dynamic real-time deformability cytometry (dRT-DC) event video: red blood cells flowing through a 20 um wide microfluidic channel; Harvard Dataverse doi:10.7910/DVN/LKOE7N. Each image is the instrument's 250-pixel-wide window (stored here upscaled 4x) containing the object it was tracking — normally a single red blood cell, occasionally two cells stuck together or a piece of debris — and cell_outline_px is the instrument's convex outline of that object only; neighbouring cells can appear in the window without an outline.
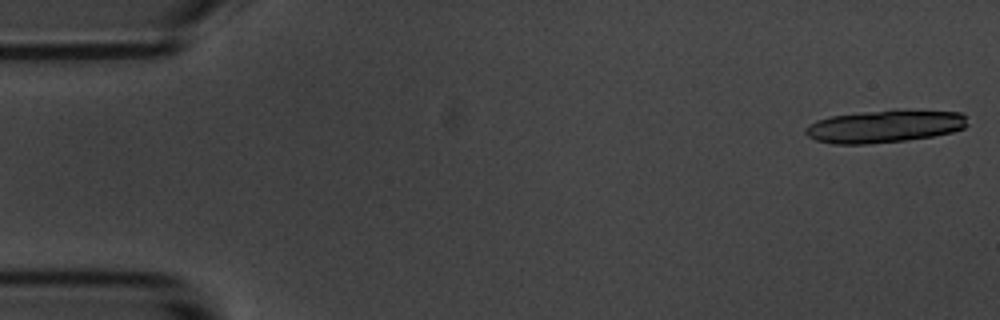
{"species": "common noctule bat (a hibernating species)", "species_latin": "Nyctalus noctula", "temperature_condition": "room temperature", "stored_images_in_passage": 17, "camera_frame_rate_fps": 3000, "um_per_image_px": 0.085, "animal": {"sex": "male", "body_mass_g": 20.1, "forearm_length_mm": 53.5}, "frame": {"image": 1, "passage_image": 1, "time_ms": 0.0, "image_size_px": [1000, 320], "cell_outline_px": [[968, 124], [964, 128], [952, 132], [932, 136], [904, 140], [868, 144], [832, 144], [816, 140], [808, 136], [804, 132], [804, 128], [808, 124], [816, 120], [832, 116], [860, 112], [896, 108], [960, 112], [964, 116]], "centroid_in_image_um": [75.18, 10.71], "position_along_channel_um": 9.8, "area_um2": 31.21}}